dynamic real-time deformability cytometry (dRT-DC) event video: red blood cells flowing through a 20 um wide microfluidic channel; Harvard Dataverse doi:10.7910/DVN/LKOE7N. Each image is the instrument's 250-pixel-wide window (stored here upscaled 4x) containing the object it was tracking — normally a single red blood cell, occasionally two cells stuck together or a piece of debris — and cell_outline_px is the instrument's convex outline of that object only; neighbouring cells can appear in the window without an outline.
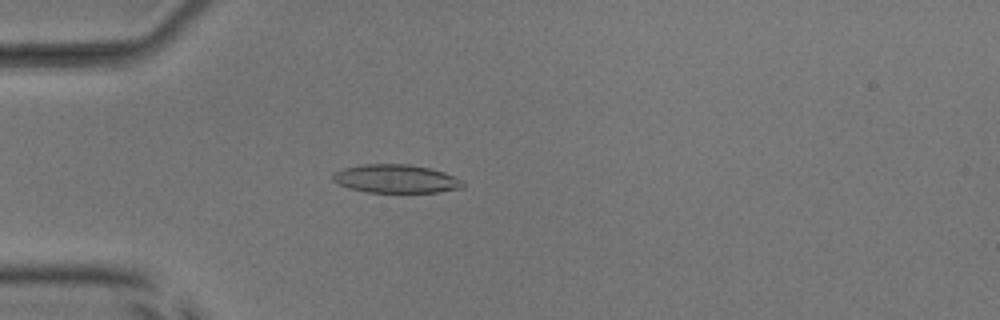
{"species": "common noctule bat (a hibernating species)", "species_latin": "Nyctalus noctula", "temperature_condition": "room temperature", "stored_images_in_passage": 52, "camera_frame_rate_fps": 3000, "um_per_image_px": 0.085, "animal": {"sex": "male", "body_mass_g": 17.9, "forearm_length_mm": 54.2}, "frame": {"image": 1, "passage_image": 15, "time_ms": 4.667, "image_size_px": [1000, 320], "cell_outline_px": [[464, 188], [440, 192], [368, 192], [348, 188], [332, 180], [332, 176], [336, 172], [344, 168], [364, 164], [408, 164], [428, 168], [444, 172], [464, 180]], "centroid_in_image_um": [33.7, 15.2], "position_along_channel_um": 51.3, "area_um2": 21.5}}
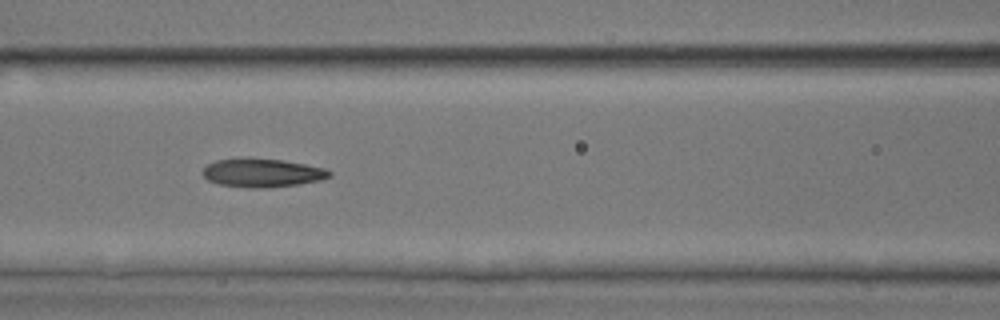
{"frame": {"image": 2, "passage_image": 23, "time_ms": 7.333, "image_size_px": [1000, 320], "cell_outline_px": [[332, 176], [320, 180], [296, 184], [268, 188], [248, 188], [220, 184], [208, 180], [204, 176], [204, 168], [208, 164], [216, 160], [280, 160], [304, 164], [324, 168], [332, 172]], "centroid_in_image_um": [22.33, 14.73], "position_along_channel_um": 144.3, "area_um2": 20.29}}
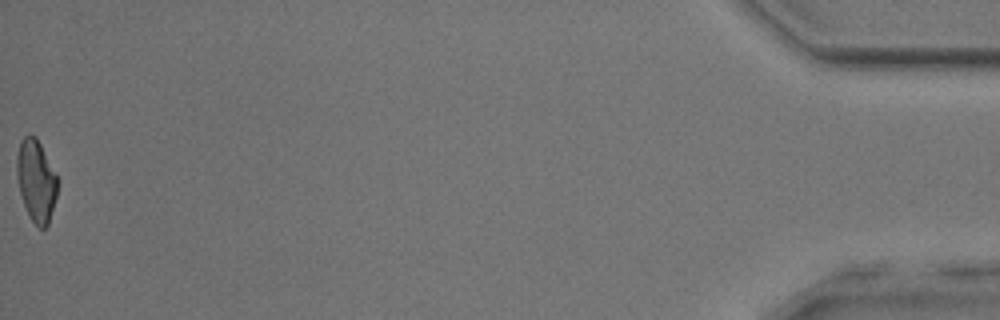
{"frame": {"image": 3, "passage_image": 52, "time_ms": 17.0, "image_size_px": [1000, 320], "cell_outline_px": [[60, 180], [56, 196], [48, 224], [44, 228], [40, 228], [32, 220], [24, 204], [20, 192], [16, 172], [16, 156], [20, 140], [24, 136], [36, 136]], "centroid_in_image_um": [3.08, 15.32], "position_along_channel_um": 432.1, "area_um2": 19.42}, "authors_computed_cell_mechanics": {"area_um2": 20.9814, "velocity_mm_per_s": 4.0, "shape_relaxation_time_tau1_ms": 5.2694, "shape_relaxation_time_tau2_ms": 2.631, "deformation_change_tau1": 0.1651, "deformation_change_tau2": 0.112}}